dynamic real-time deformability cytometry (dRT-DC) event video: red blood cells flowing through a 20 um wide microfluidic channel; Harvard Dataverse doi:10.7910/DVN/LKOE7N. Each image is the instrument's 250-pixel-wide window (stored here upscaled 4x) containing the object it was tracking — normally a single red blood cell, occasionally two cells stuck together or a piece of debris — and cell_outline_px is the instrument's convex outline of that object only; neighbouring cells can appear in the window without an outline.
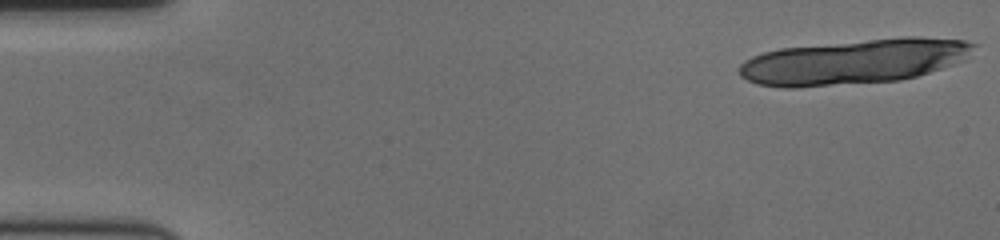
{"species": "human", "species_latin": "Homo sapiens", "temperature_condition": "cold", "stored_images_in_passage": 22, "camera_frame_rate_fps": 3000, "um_per_image_px": 0.085, "donor": {"sex": "female"}, "frame": {"image": 1, "passage_image": 1, "time_ms": 0.0, "image_size_px": [1000, 240], "cell_outline_px": [[976, 44], [964, 60], [916, 76], [900, 80], [796, 88], [784, 88], [760, 84], [748, 80], [740, 76], [740, 64], [744, 60], [752, 56], [764, 52], [780, 48], [900, 36], [920, 36], [964, 40]], "centroid_in_image_um": [72.56, 5.23], "position_along_channel_um": 12.4, "area_um2": 61.44}}
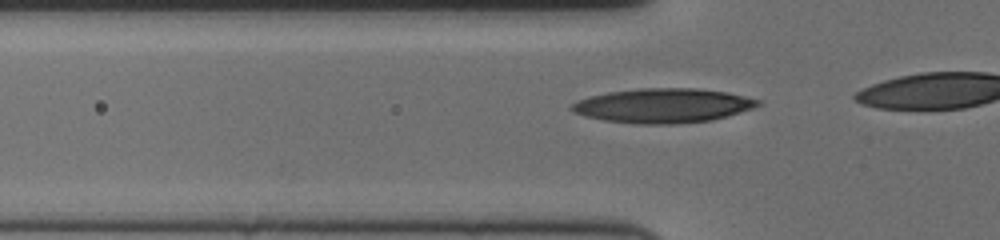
{"frame": {"image": 2, "passage_image": 16, "time_ms": 5.0, "image_size_px": [1000, 240], "cell_outline_px": [[760, 104], [752, 108], [740, 112], [712, 120], [676, 124], [640, 124], [604, 120], [588, 116], [576, 112], [568, 108], [572, 104], [580, 100], [592, 96], [608, 92], [640, 88], [700, 88], [728, 92], [760, 100]], "centroid_in_image_um": [56.39, 8.97], "position_along_channel_um": 69.4, "area_um2": 37.05}}
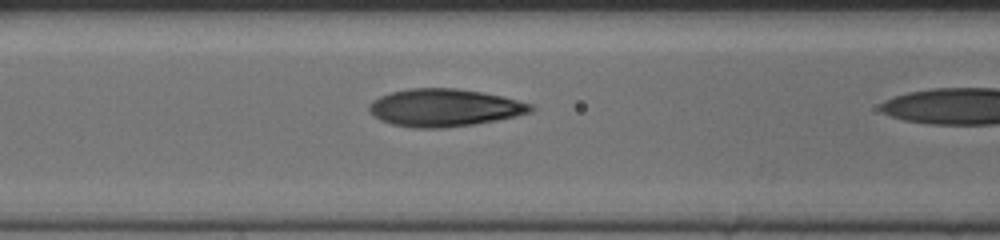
{"frame": {"image": 3, "passage_image": 21, "time_ms": 6.667, "image_size_px": [1000, 240], "cell_outline_px": [[536, 108], [532, 112], [516, 116], [496, 120], [472, 124], [444, 128], [412, 128], [392, 124], [380, 120], [368, 112], [368, 104], [372, 100], [380, 96], [392, 92], [408, 88], [456, 88], [480, 92], [500, 96], [532, 104]], "centroid_in_image_um": [37.73, 9.16], "position_along_channel_um": 128.9, "area_um2": 35.43}}